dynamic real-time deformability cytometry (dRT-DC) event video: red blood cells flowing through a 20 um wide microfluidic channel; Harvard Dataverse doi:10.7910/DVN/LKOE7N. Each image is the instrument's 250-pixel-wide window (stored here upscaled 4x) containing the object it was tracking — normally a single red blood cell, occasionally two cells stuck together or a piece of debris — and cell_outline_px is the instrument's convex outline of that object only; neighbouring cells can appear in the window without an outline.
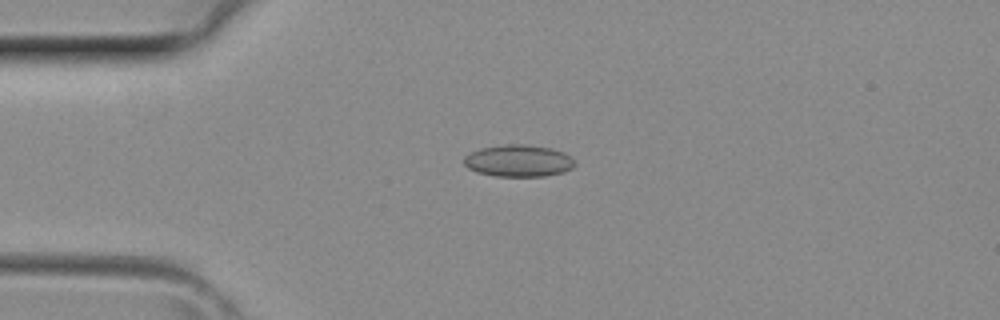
{"species": "common noctule bat (a hibernating species)", "species_latin": "Nyctalus noctula", "temperature_condition": "room temperature", "stored_images_in_passage": 4, "camera_frame_rate_fps": 3000, "um_per_image_px": 0.085, "animal": {"sex": "female", "body_mass_g": 29.2, "forearm_length_mm": 56.3}, "frame": {"image": 1, "passage_image": 3, "time_ms": 0.667, "image_size_px": [1000, 320], "cell_outline_px": [[576, 164], [572, 168], [564, 172], [544, 176], [496, 176], [476, 172], [468, 168], [464, 164], [464, 156], [480, 148], [508, 144], [524, 144], [552, 148], [564, 152], [572, 156], [576, 160]], "centroid_in_image_um": [44.11, 13.66], "position_along_channel_um": 40.9, "area_um2": 20.81}}